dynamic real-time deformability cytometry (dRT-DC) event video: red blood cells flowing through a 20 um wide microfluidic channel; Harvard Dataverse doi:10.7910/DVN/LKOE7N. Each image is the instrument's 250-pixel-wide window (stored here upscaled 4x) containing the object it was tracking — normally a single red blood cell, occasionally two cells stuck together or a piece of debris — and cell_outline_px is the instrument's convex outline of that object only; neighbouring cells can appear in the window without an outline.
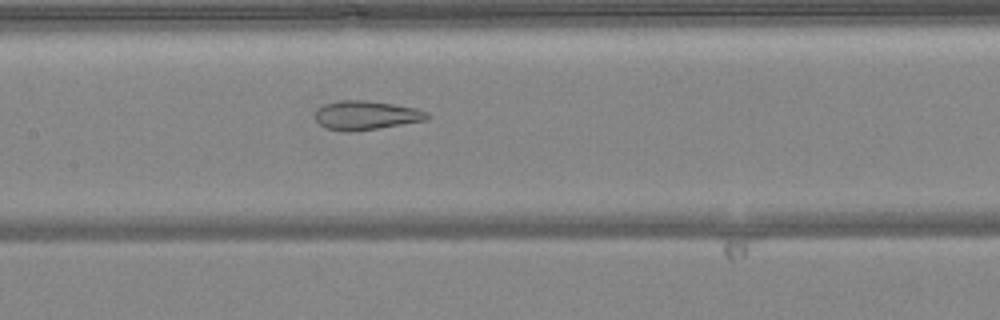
{"species": "common noctule bat (a hibernating species)", "species_latin": "Nyctalus noctula", "temperature_condition": "warm", "stored_images_in_passage": 42, "camera_frame_rate_fps": 3000, "um_per_image_px": 0.085, "animal": {"sex": "female", "body_mass_g": 24.6, "forearm_length_mm": 56.2}, "frame": {"image": 1, "passage_image": 15, "time_ms": 4.667, "image_size_px": [1000, 320], "cell_outline_px": [[428, 120], [380, 128], [348, 132], [324, 128], [316, 120], [316, 112], [324, 104], [340, 100], [368, 100], [416, 108], [428, 112]], "centroid_in_image_um": [31.13, 9.8], "position_along_channel_um": 176.3, "area_um2": 18.9}}
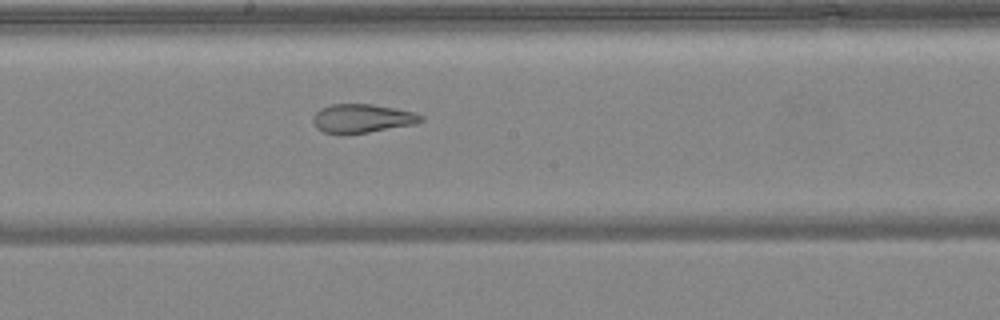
{"frame": {"image": 2, "passage_image": 18, "time_ms": 5.667, "image_size_px": [1000, 320], "cell_outline_px": [[424, 120], [416, 124], [344, 136], [340, 136], [324, 132], [316, 128], [312, 120], [312, 116], [320, 108], [332, 104], [372, 104], [416, 112], [424, 116]], "centroid_in_image_um": [30.76, 10.09], "position_along_channel_um": 217.4, "area_um2": 18.55}}
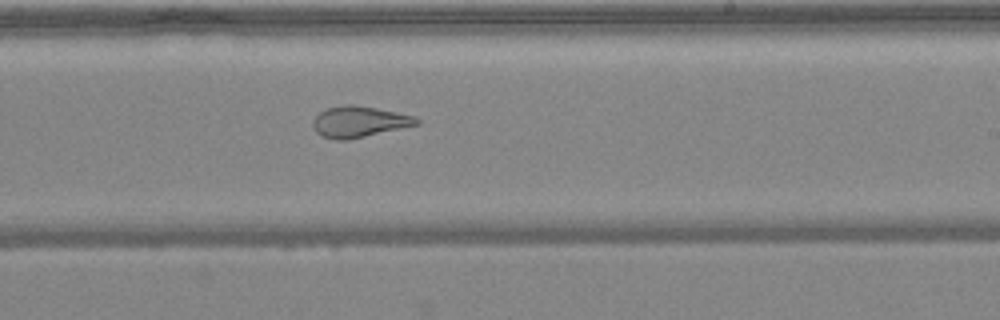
{"frame": {"image": 3, "passage_image": 21, "time_ms": 6.667, "image_size_px": [1000, 320], "cell_outline_px": [[420, 124], [348, 140], [336, 140], [324, 136], [316, 132], [312, 124], [312, 120], [320, 112], [328, 108], [348, 104], [376, 108], [416, 116], [420, 120]], "centroid_in_image_um": [30.55, 10.35], "position_along_channel_um": 258.5, "area_um2": 18.61}, "authors_computed_cell_mechanics": {"area_um2": 18.6405, "velocity_mm_per_s": 4.1341, "shape_relaxation_time_tau1_ms": null, "shape_relaxation_time_tau2_ms": 1.3886, "deformation_change_tau1": null, "deformation_change_tau2": 0.0941}}